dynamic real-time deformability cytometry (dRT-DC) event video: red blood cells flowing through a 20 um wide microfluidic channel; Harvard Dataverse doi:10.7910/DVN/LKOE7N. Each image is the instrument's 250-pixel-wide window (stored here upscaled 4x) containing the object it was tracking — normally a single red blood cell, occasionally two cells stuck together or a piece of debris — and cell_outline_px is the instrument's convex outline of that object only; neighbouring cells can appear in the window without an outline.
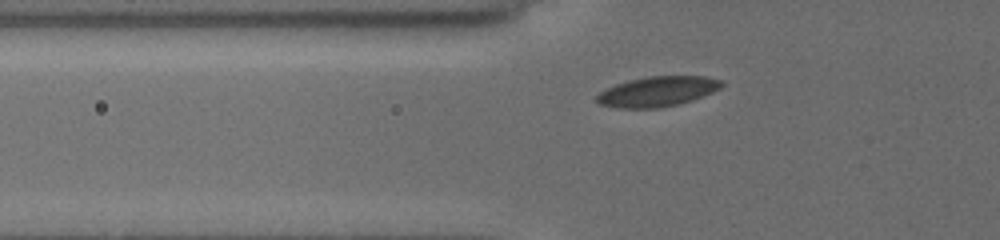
{"species": "common noctule bat (a hibernating species)", "species_latin": "Nyctalus noctula", "temperature_condition": "cold", "stored_images_in_passage": 39, "camera_frame_rate_fps": 3000, "um_per_image_px": 0.085, "animal": {"sex": "female", "body_mass_g": 19.5, "forearm_length_mm": 54.1}, "frame": {"image": 1, "passage_image": 7, "time_ms": 2.0, "image_size_px": [1000, 240], "cell_outline_px": [[724, 84], [720, 88], [712, 92], [692, 100], [680, 104], [660, 108], [616, 108], [600, 104], [596, 100], [596, 96], [600, 92], [616, 84], [628, 80], [648, 76], [704, 76], [720, 80]], "centroid_in_image_um": [55.88, 7.78], "position_along_channel_um": 69.9, "area_um2": 21.85}}
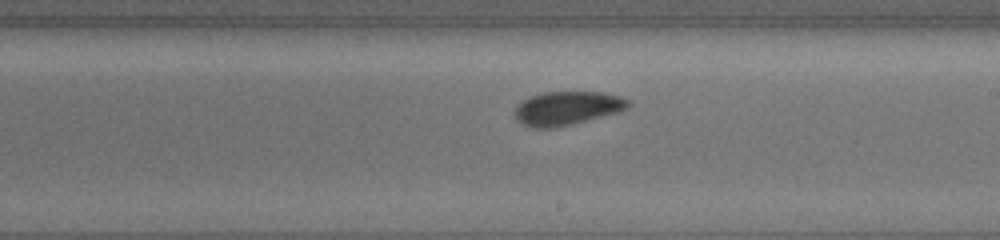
{"frame": {"image": 2, "passage_image": 21, "time_ms": 6.667, "image_size_px": [1000, 240], "cell_outline_px": [[632, 104], [628, 108], [620, 112], [552, 128], [532, 128], [516, 120], [512, 112], [516, 104], [528, 96], [544, 92], [604, 92], [620, 96], [628, 100]], "centroid_in_image_um": [48.16, 9.18], "position_along_channel_um": 240.8, "area_um2": 22.54}}
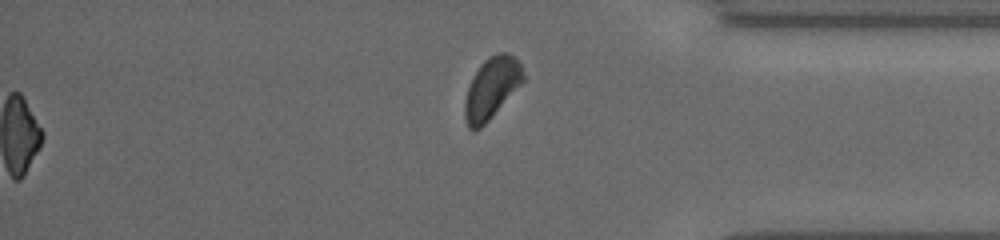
{"frame": {"image": 3, "passage_image": 34, "time_ms": 11.0, "image_size_px": [1000, 240], "cell_outline_px": [[524, 80], [488, 120], [480, 128], [468, 128], [464, 116], [464, 104], [468, 88], [480, 64], [488, 56], [496, 52], [508, 52], [520, 64], [524, 76]], "centroid_in_image_um": [41.77, 7.45], "position_along_channel_um": 393.4, "area_um2": 20.29}, "authors_computed_cell_mechanics": {"area_um2": 21.6172, "velocity_mm_per_s": 3.7602, "shape_relaxation_time_tau1_ms": 1.244, "shape_relaxation_time_tau2_ms": null, "deformation_change_tau1": 0.0636, "deformation_change_tau2": null}}